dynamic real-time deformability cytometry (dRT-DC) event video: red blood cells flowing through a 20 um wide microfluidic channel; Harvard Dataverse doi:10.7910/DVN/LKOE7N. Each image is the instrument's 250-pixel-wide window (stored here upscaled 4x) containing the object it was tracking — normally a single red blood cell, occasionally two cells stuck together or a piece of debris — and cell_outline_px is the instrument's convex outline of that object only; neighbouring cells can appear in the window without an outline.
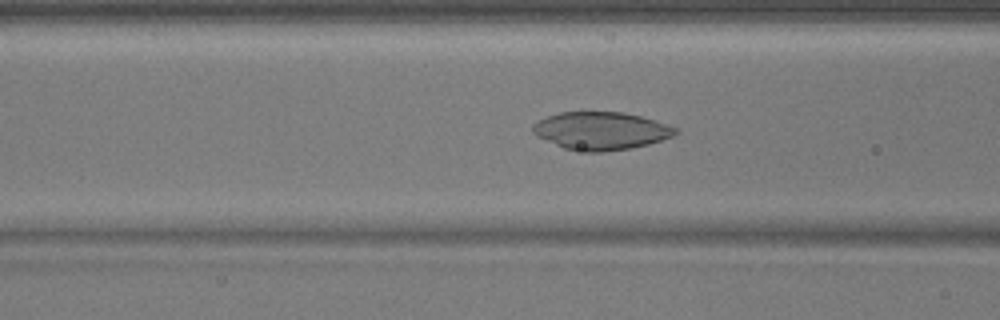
{"species": "common noctule bat (a hibernating species)", "species_latin": "Nyctalus noctula", "temperature_condition": "warm", "stored_images_in_passage": 52, "camera_frame_rate_fps": 3000, "um_per_image_px": 0.085, "animal": {"sex": "male", "body_mass_g": 17.9}, "frame": {"image": 1, "passage_image": 21, "time_ms": 6.667, "image_size_px": [1000, 320], "cell_outline_px": [[680, 132], [672, 136], [648, 144], [628, 148], [604, 152], [588, 152], [564, 148], [536, 136], [532, 132], [532, 124], [548, 116], [560, 112], [624, 112], [640, 116], [668, 124], [676, 128]], "centroid_in_image_um": [51.07, 11.11], "position_along_channel_um": 115.5, "area_um2": 31.27}}
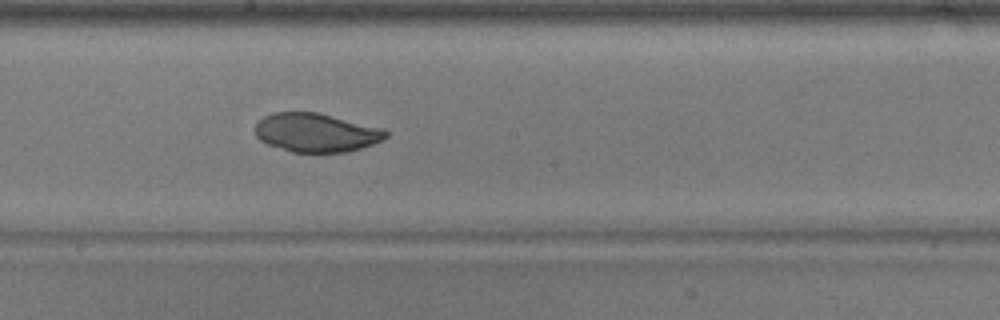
{"frame": {"image": 2, "passage_image": 29, "time_ms": 9.333, "image_size_px": [1000, 320], "cell_outline_px": [[388, 136], [372, 144], [348, 152], [292, 152], [268, 144], [260, 140], [256, 136], [256, 120], [272, 112], [316, 112], [384, 128], [388, 132]], "centroid_in_image_um": [26.85, 11.26], "position_along_channel_um": 221.3, "area_um2": 29.48}}
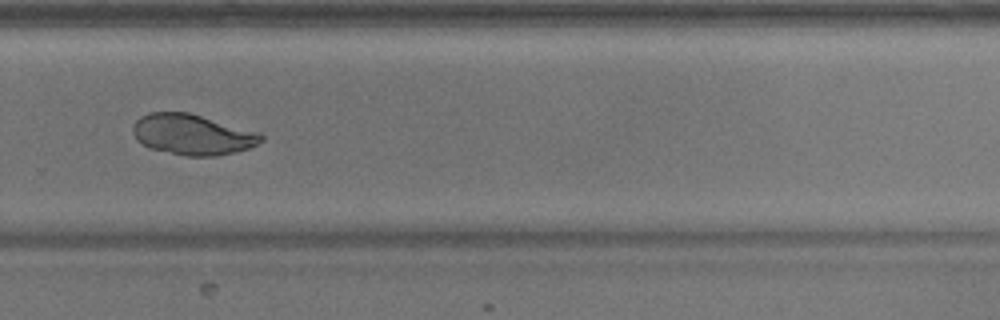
{"frame": {"image": 3, "passage_image": 36, "time_ms": 11.667, "image_size_px": [1000, 320], "cell_outline_px": [[264, 140], [248, 148], [236, 152], [216, 156], [188, 156], [152, 148], [136, 140], [132, 132], [132, 124], [140, 116], [148, 112], [188, 112], [260, 132], [264, 136]], "centroid_in_image_um": [16.36, 11.42], "position_along_channel_um": 313.4, "area_um2": 30.35}}